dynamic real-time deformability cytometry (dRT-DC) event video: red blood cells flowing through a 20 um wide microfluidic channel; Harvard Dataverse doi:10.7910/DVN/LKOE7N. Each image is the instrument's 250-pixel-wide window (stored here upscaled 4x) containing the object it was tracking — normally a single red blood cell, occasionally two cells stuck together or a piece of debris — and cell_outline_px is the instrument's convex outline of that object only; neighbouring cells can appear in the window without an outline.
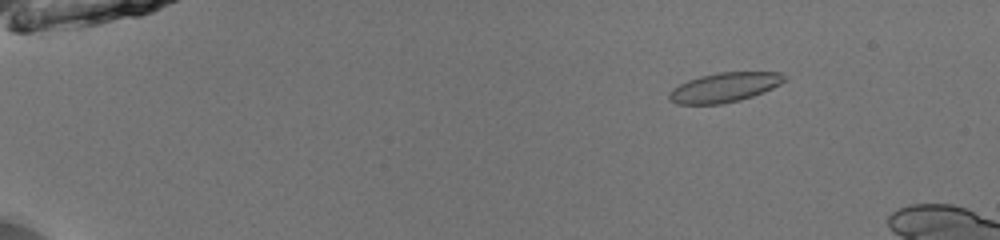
{"species": "common noctule bat (a hibernating species)", "species_latin": "Nyctalus noctula", "temperature_condition": "room temperature", "stored_images_in_passage": 51, "camera_frame_rate_fps": 3000, "um_per_image_px": 0.085, "animal": {"sex": "male", "body_mass_g": 13.0, "forearm_length_mm": 53.1}, "frame": {"image": 1, "passage_image": 9, "time_ms": 2.667, "image_size_px": [1000, 240], "cell_outline_px": [[788, 80], [764, 92], [740, 100], [720, 104], [676, 104], [668, 100], [668, 92], [672, 88], [688, 80], [700, 76], [720, 72], [780, 72], [788, 76]], "centroid_in_image_um": [61.59, 7.42], "position_along_channel_um": 23.4, "area_um2": 20.0}}
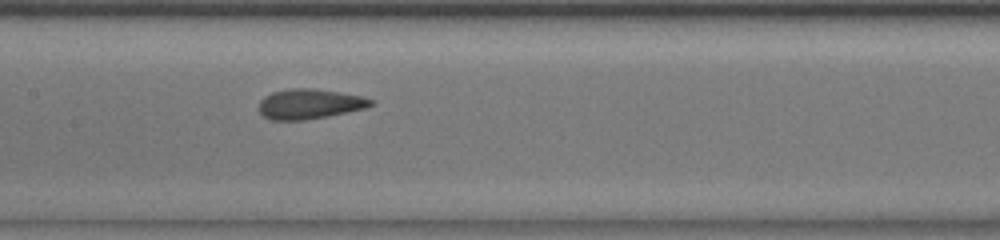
{"frame": {"image": 2, "passage_image": 29, "time_ms": 9.333, "image_size_px": [1000, 240], "cell_outline_px": [[372, 104], [368, 108], [328, 116], [304, 120], [268, 120], [260, 112], [260, 100], [264, 96], [272, 92], [292, 88], [312, 88], [364, 96], [372, 100]], "centroid_in_image_um": [26.31, 8.84], "position_along_channel_um": 181.1, "area_um2": 19.59}}
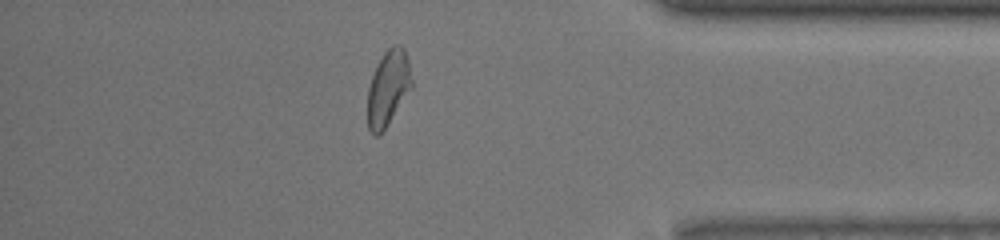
{"frame": {"image": 3, "passage_image": 47, "time_ms": 15.333, "image_size_px": [1000, 240], "cell_outline_px": [[412, 88], [380, 136], [376, 136], [368, 128], [368, 88], [376, 64], [384, 52], [388, 48], [396, 44], [400, 44], [404, 48], [408, 60], [412, 80]], "centroid_in_image_um": [32.99, 7.47], "position_along_channel_um": 402.2, "area_um2": 19.42}}